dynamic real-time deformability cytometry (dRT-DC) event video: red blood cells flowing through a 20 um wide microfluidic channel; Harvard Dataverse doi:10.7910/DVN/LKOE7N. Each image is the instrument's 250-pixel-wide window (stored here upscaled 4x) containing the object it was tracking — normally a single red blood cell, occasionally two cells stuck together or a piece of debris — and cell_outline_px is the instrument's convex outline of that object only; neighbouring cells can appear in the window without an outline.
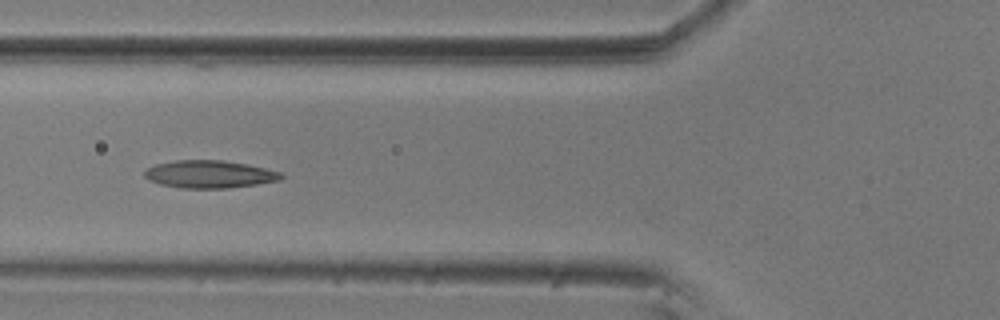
{"species": "common noctule bat (a hibernating species)", "species_latin": "Nyctalus noctula", "temperature_condition": "room temperature", "stored_images_in_passage": 15, "camera_frame_rate_fps": 3000, "um_per_image_px": 0.085, "animal": {"sex": "male", "body_mass_g": 20.5, "forearm_length_mm": 52.5}, "frame": {"image": 1, "passage_image": 6, "time_ms": 1.667, "image_size_px": [1000, 320], "cell_outline_px": [[284, 176], [280, 180], [256, 184], [228, 188], [180, 188], [160, 184], [148, 180], [144, 176], [144, 172], [148, 168], [156, 164], [176, 160], [220, 160], [244, 164], [264, 168], [280, 172]], "centroid_in_image_um": [17.77, 14.81], "position_along_channel_um": 108.0, "area_um2": 21.79}}
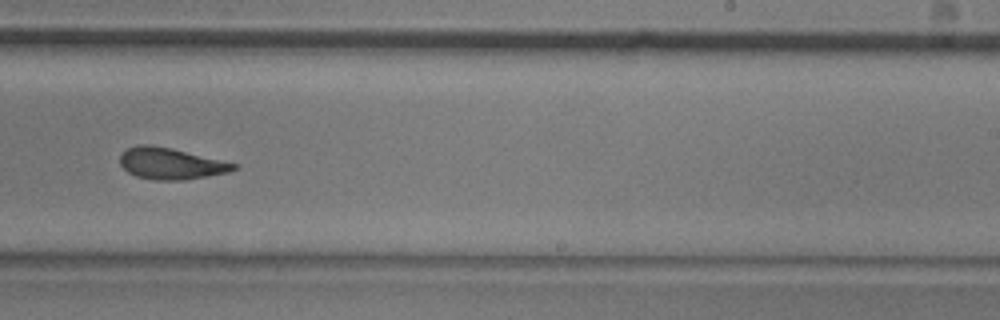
{"frame": {"image": 2, "passage_image": 10, "time_ms": 3.0, "image_size_px": [1000, 320], "cell_outline_px": [[240, 164], [236, 168], [228, 172], [208, 176], [184, 180], [156, 180], [136, 176], [128, 172], [120, 164], [120, 156], [128, 148], [140, 144], [148, 144], [172, 148]], "centroid_in_image_um": [14.54, 13.9], "position_along_channel_um": 274.5, "area_um2": 20.81}}
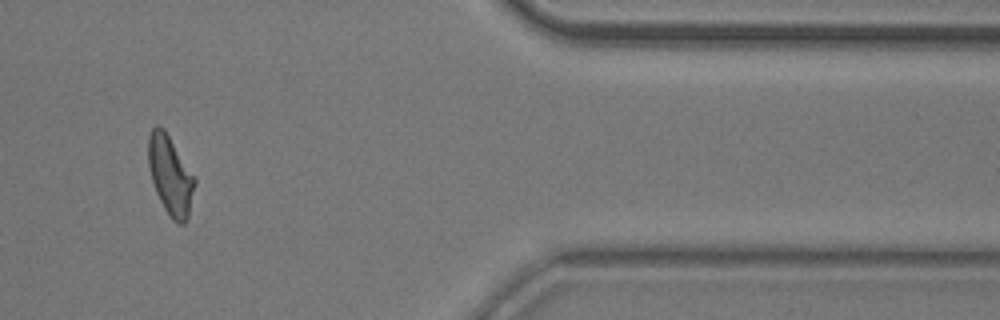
{"frame": {"image": 3, "passage_image": 13, "time_ms": 4.0, "image_size_px": [1000, 320], "cell_outline_px": [[196, 184], [188, 220], [184, 224], [176, 224], [168, 216], [156, 192], [148, 168], [148, 136], [152, 128], [156, 124], [160, 124], [164, 128], [196, 180]], "centroid_in_image_um": [14.47, 14.93], "position_along_channel_um": 396.9, "area_um2": 21.56}}